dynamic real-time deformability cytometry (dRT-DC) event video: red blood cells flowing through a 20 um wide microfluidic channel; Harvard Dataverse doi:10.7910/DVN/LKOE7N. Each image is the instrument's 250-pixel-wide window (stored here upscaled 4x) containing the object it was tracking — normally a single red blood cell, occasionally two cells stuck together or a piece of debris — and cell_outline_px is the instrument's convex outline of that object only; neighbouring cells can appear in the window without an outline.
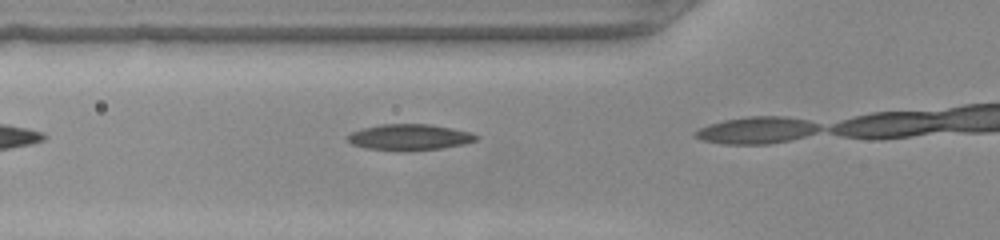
{"species": "common noctule bat (a hibernating species)", "species_latin": "Nyctalus noctula", "temperature_condition": "warm", "stored_images_in_passage": 5, "camera_frame_rate_fps": 3000, "um_per_image_px": 0.085, "animal": {"sex": "female", "body_mass_g": 22.0, "forearm_length_mm": 56.7}, "frame": {"image": 1, "passage_image": 4, "time_ms": 1.0, "image_size_px": [1000, 240], "cell_outline_px": [[480, 136], [476, 140], [464, 144], [440, 148], [368, 148], [352, 144], [348, 140], [348, 132], [360, 128], [380, 124], [432, 124], [472, 132]], "centroid_in_image_um": [34.82, 11.6], "position_along_channel_um": 91.0, "area_um2": 18.79}}